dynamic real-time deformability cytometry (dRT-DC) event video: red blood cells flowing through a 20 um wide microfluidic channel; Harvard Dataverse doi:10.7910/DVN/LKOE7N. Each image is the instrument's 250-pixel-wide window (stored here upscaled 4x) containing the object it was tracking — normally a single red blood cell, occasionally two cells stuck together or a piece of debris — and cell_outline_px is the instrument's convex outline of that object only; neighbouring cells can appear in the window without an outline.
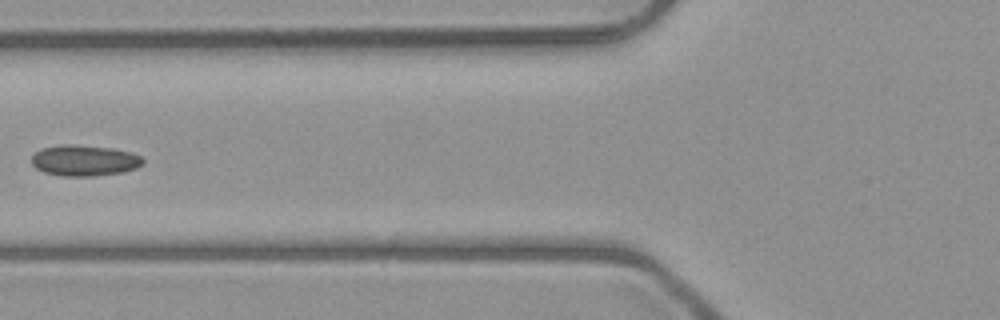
{"species": "common noctule bat (a hibernating species)", "species_latin": "Nyctalus noctula", "temperature_condition": "room temperature", "stored_images_in_passage": 8, "camera_frame_rate_fps": 3000, "um_per_image_px": 0.085, "animal": {"sex": "male", "body_mass_g": 23.1, "forearm_length_mm": 52.7}, "frame": {"image": 1, "passage_image": 7, "time_ms": 7.0, "image_size_px": [1000, 320], "cell_outline_px": [[144, 164], [136, 168], [124, 172], [96, 176], [64, 176], [44, 172], [36, 168], [32, 164], [32, 156], [40, 148], [60, 144], [72, 144], [116, 148], [132, 152], [140, 156], [144, 160]], "centroid_in_image_um": [7.2, 13.63], "position_along_channel_um": 118.6, "area_um2": 20.4}}
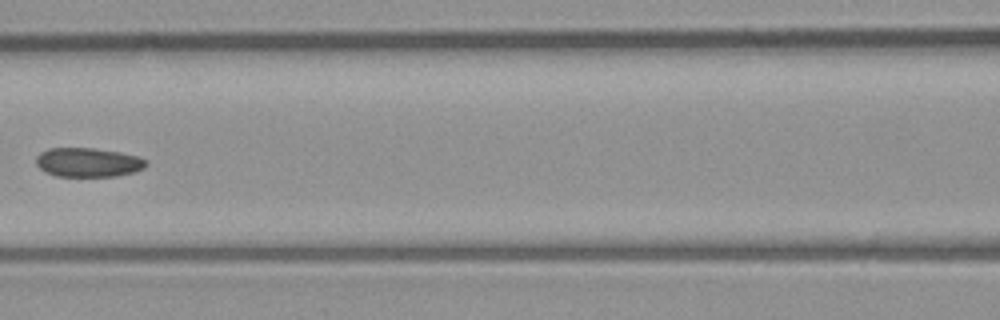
{"frame": {"image": 2, "passage_image": 8, "time_ms": 8.0, "image_size_px": [1000, 320], "cell_outline_px": [[148, 164], [144, 168], [136, 172], [116, 176], [56, 176], [44, 172], [36, 164], [36, 156], [40, 152], [48, 148], [92, 148], [120, 152], [140, 156], [148, 160]], "centroid_in_image_um": [7.52, 13.8], "position_along_channel_um": 159.1, "area_um2": 18.96}}